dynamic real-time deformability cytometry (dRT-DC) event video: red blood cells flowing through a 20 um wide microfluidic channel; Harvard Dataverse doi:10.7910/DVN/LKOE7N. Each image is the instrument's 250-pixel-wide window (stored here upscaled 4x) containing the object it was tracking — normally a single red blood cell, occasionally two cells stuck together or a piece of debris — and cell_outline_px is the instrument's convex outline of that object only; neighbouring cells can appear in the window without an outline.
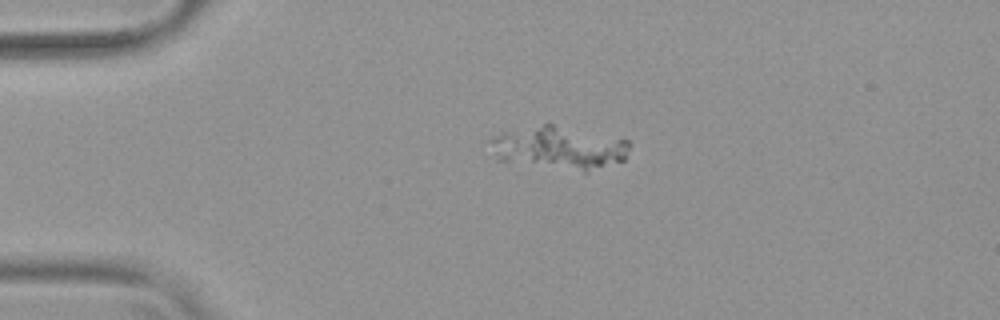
{"species": "common noctule bat (a hibernating species)", "species_latin": "Nyctalus noctula", "temperature_condition": "warm", "stored_images_in_passage": 48, "camera_frame_rate_fps": 3000, "um_per_image_px": 0.085, "animal": {"sex": "female", "body_mass_g": 19.9}, "frame": {"image": 1, "passage_image": 7, "time_ms": 2.0, "image_size_px": [1000, 320], "cell_outline_px": [[628, 148], [624, 160], [584, 172], [500, 160], [488, 140], [492, 136], [504, 132], [544, 124], [552, 124], [628, 140]], "centroid_in_image_um": [47.52, 12.56], "position_along_channel_um": 37.5, "area_um2": 33.93}}
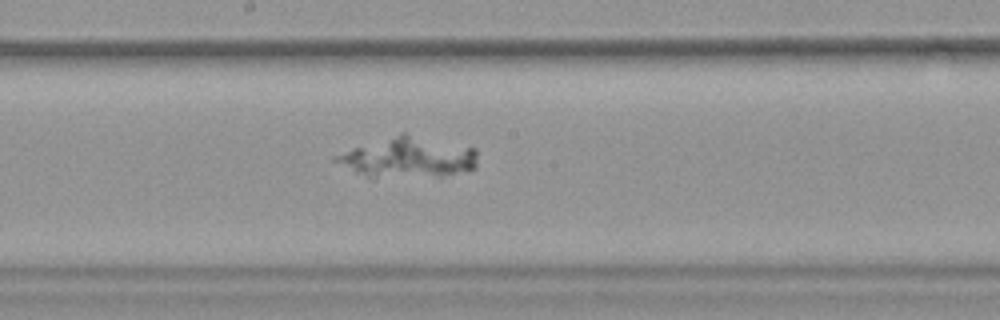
{"frame": {"image": 2, "passage_image": 24, "time_ms": 7.667, "image_size_px": [1000, 320], "cell_outline_px": [[476, 168], [440, 176], [368, 180], [332, 160], [332, 156], [352, 148], [400, 132], [404, 132], [476, 148]], "centroid_in_image_um": [34.6, 13.41], "position_along_channel_um": 213.6, "area_um2": 34.39}}
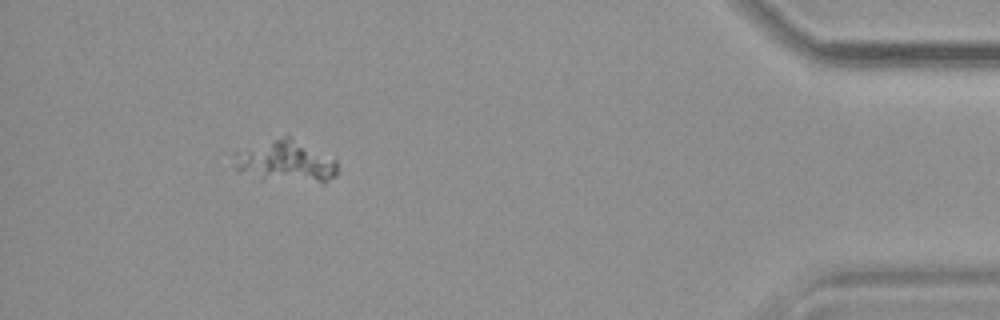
{"frame": {"image": 3, "passage_image": 44, "time_ms": 14.333, "image_size_px": [1000, 320], "cell_outline_px": [[336, 176], [324, 184], [264, 180], [236, 172], [232, 164], [232, 152], [288, 132], [336, 160]], "centroid_in_image_um": [24.22, 13.7], "position_along_channel_um": 411.0, "area_um2": 26.88}}